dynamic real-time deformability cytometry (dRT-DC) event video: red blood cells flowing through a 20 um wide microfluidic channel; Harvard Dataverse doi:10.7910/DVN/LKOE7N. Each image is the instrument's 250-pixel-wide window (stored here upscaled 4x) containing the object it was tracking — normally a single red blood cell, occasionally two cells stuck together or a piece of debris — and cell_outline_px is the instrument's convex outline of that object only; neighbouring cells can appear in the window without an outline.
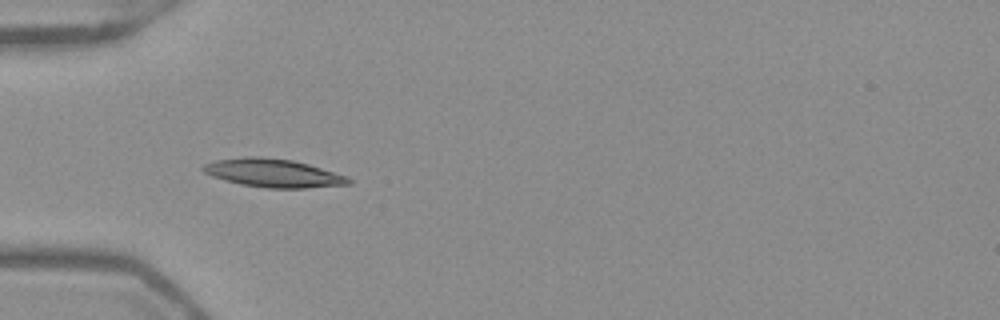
{"species": "Egyptian fruit bat (a non-hibernating species)", "species_latin": "Rousettus aegyptiacus", "temperature_condition": "warm", "stored_images_in_passage": 36, "camera_frame_rate_fps": 3000, "um_per_image_px": 0.085, "frame": {"image": 1, "passage_image": 1, "time_ms": 0.0, "image_size_px": [1000, 320], "cell_outline_px": [[352, 184], [308, 188], [268, 188], [240, 184], [224, 180], [212, 176], [204, 172], [200, 168], [204, 164], [216, 160], [248, 156], [260, 156], [292, 160], [308, 164], [348, 176], [352, 180]], "centroid_in_image_um": [23.24, 14.71], "position_along_channel_um": 61.8, "area_um2": 24.1}}
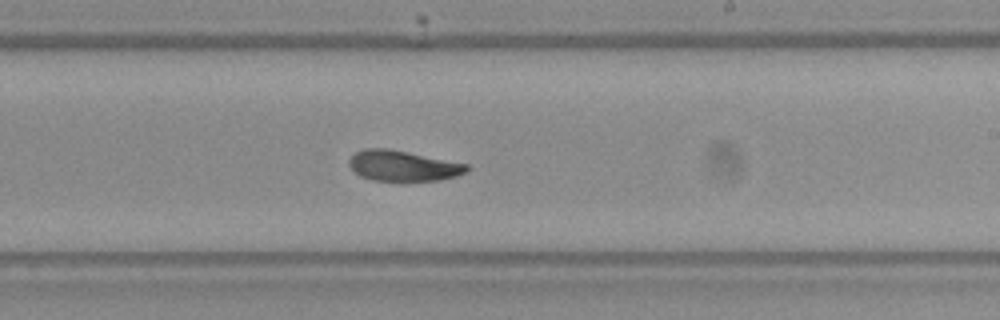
{"frame": {"image": 2, "passage_image": 16, "time_ms": 5.0, "image_size_px": [1000, 320], "cell_outline_px": [[472, 168], [456, 176], [440, 180], [372, 180], [360, 176], [348, 164], [348, 160], [356, 152], [364, 148], [388, 148], [468, 164]], "centroid_in_image_um": [34.25, 14.08], "position_along_channel_um": 254.7, "area_um2": 20.75}}
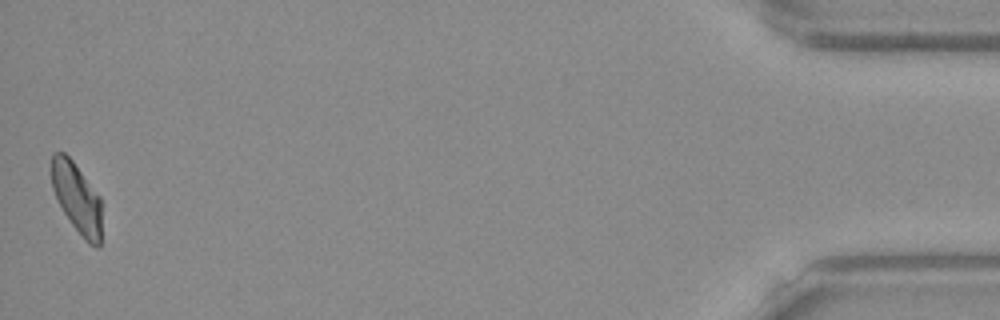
{"frame": {"image": 3, "passage_image": 36, "time_ms": 11.667, "image_size_px": [1000, 320], "cell_outline_px": [[100, 248], [96, 248], [88, 244], [84, 240], [72, 224], [64, 212], [52, 188], [52, 152], [64, 152], [72, 160], [100, 196]], "centroid_in_image_um": [6.54, 16.84], "position_along_channel_um": 428.7, "area_um2": 20.23}, "authors_computed_cell_mechanics": {"area_um2": 21.8773, "velocity_mm_per_s": 3.9316, "shape_relaxation_time_tau1_ms": 5.5839, "shape_relaxation_time_tau2_ms": 2.9297, "deformation_change_tau1": 0.1678, "deformation_change_tau2": 0.0764}}